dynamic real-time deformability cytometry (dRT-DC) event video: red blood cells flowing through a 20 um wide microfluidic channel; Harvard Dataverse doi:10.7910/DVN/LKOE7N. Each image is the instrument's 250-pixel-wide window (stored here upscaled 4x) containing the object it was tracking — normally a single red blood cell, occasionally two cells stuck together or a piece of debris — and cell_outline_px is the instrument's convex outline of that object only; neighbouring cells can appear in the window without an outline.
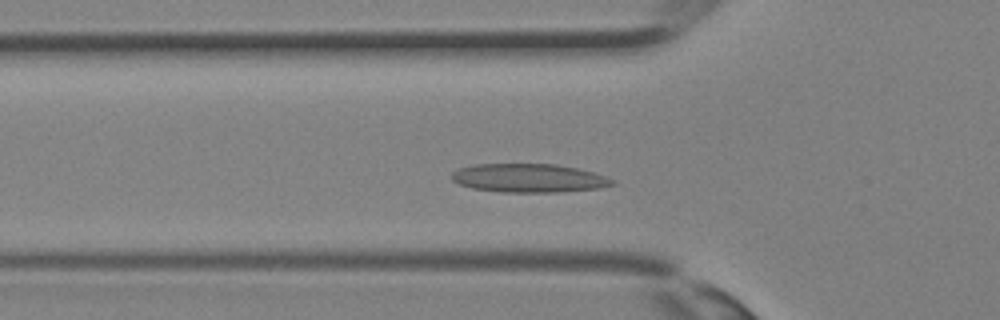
{"species": "Egyptian fruit bat (a non-hibernating species)", "species_latin": "Rousettus aegyptiacus", "temperature_condition": "room temperature", "stored_images_in_passage": 27, "camera_frame_rate_fps": 3000, "um_per_image_px": 0.085, "animal": {"sex": "female"}, "frame": {"image": 1, "passage_image": 8, "time_ms": 2.333, "image_size_px": [1000, 320], "cell_outline_px": [[616, 184], [600, 188], [556, 192], [504, 192], [472, 188], [460, 184], [452, 180], [452, 172], [460, 168], [476, 164], [556, 164], [576, 168], [592, 172], [616, 180]], "centroid_in_image_um": [44.97, 15.14], "position_along_channel_um": 80.8, "area_um2": 26.65}}
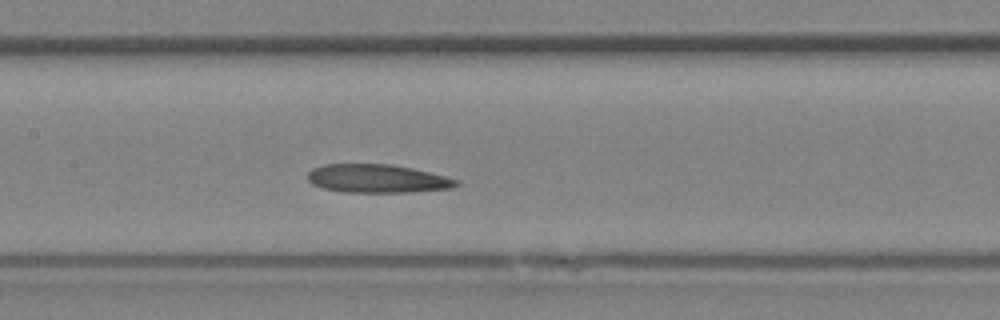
{"frame": {"image": 2, "passage_image": 13, "time_ms": 4.0, "image_size_px": [1000, 320], "cell_outline_px": [[460, 184], [452, 188], [412, 192], [344, 192], [324, 188], [312, 184], [308, 180], [308, 172], [312, 168], [324, 164], [392, 164], [412, 168], [460, 180]], "centroid_in_image_um": [32.07, 15.18], "position_along_channel_um": 175.3, "area_um2": 24.62}}
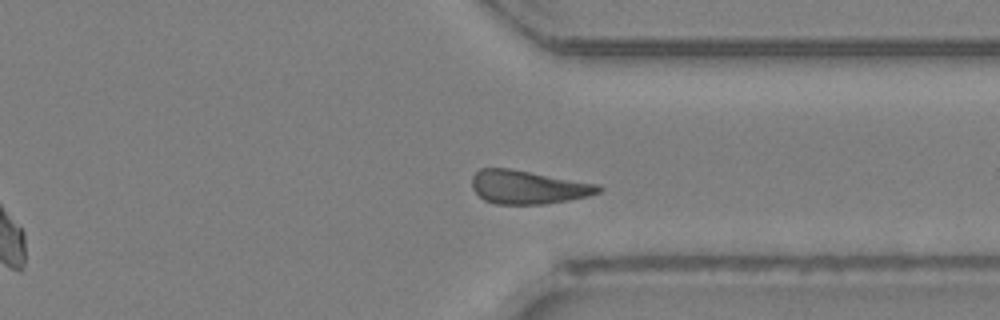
{"frame": {"image": 3, "passage_image": 23, "time_ms": 7.333, "image_size_px": [1000, 320], "cell_outline_px": [[604, 188], [600, 192], [588, 196], [568, 200], [544, 204], [496, 204], [484, 200], [472, 188], [472, 176], [480, 168], [508, 168], [600, 184]], "centroid_in_image_um": [44.9, 15.9], "position_along_channel_um": 366.5, "area_um2": 24.74}}